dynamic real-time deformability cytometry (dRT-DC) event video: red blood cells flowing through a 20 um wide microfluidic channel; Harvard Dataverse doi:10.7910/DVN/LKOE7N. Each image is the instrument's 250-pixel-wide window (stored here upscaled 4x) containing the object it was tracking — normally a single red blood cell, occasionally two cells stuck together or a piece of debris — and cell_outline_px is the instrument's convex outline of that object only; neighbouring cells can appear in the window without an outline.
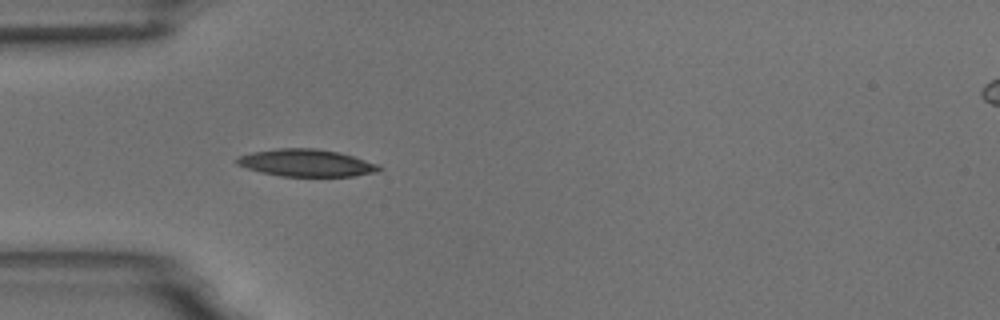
{"species": "common noctule bat (a hibernating species)", "species_latin": "Nyctalus noctula", "temperature_condition": "room temperature", "stored_images_in_passage": 1, "camera_frame_rate_fps": 3000, "um_per_image_px": 0.085, "animal": {"sex": "male", "body_mass_g": 18.8}, "frame": {"image": 1, "passage_image": 1, "time_ms": 0.0, "image_size_px": [1000, 320], "cell_outline_px": [[384, 168], [376, 172], [352, 176], [280, 176], [260, 172], [236, 164], [236, 160], [240, 156], [252, 152], [276, 148], [316, 148], [336, 152], [352, 156], [376, 164]], "centroid_in_image_um": [26.01, 13.85], "position_along_channel_um": 59.0, "area_um2": 22.31}}